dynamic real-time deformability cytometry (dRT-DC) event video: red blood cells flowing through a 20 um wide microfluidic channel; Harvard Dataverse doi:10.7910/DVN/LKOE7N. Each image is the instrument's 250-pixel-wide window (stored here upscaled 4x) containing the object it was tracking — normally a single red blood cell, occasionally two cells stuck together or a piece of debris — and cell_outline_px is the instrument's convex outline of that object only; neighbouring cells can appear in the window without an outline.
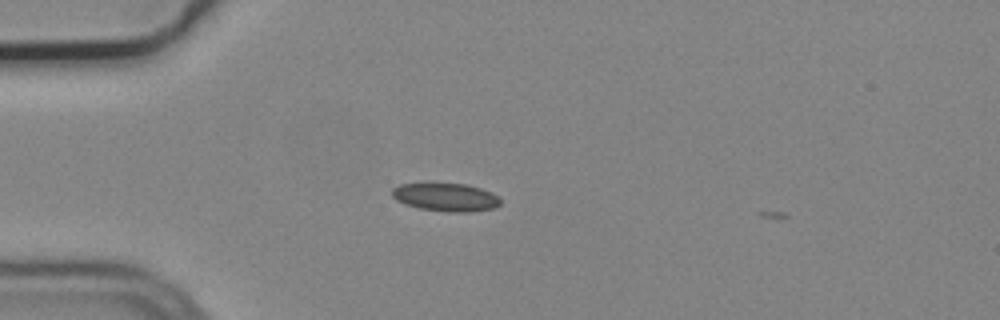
{"species": "common noctule bat (a hibernating species)", "species_latin": "Nyctalus noctula", "temperature_condition": "cold", "stored_images_in_passage": 9, "camera_frame_rate_fps": 3000, "um_per_image_px": 0.085, "animal": {"sex": "male", "body_mass_g": 19.2, "forearm_length_mm": 51.8}, "frame": {"image": 1, "passage_image": 8, "time_ms": 2.333, "image_size_px": [1000, 320], "cell_outline_px": [[500, 204], [496, 208], [472, 212], [448, 212], [420, 208], [396, 200], [392, 196], [392, 188], [400, 184], [468, 184], [492, 192], [500, 200]], "centroid_in_image_um": [37.93, 16.77], "position_along_channel_um": 47.1, "area_um2": 17.63}}